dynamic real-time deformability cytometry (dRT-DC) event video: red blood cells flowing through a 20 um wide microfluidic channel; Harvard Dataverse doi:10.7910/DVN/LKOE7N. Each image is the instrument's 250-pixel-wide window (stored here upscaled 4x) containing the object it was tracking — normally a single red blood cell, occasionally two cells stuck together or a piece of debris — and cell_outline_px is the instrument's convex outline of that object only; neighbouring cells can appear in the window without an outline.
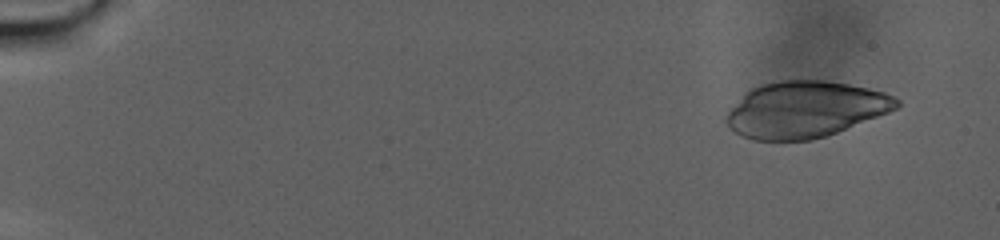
{"species": "human", "species_latin": "Homo sapiens", "temperature_condition": "warm", "stored_images_in_passage": 75, "camera_frame_rate_fps": 3000, "um_per_image_px": 0.085, "donor": {"sex": "male"}, "frame": {"image": 1, "passage_image": 1, "time_ms": 0.0, "image_size_px": [1000, 240], "cell_outline_px": [[900, 104], [896, 108], [888, 112], [828, 136], [812, 140], [752, 140], [740, 136], [732, 132], [728, 128], [724, 120], [728, 108], [752, 88], [760, 84], [780, 80], [824, 80], [848, 84], [868, 88], [884, 92], [900, 100]], "centroid_in_image_um": [68.38, 9.31], "position_along_channel_um": 16.6, "area_um2": 56.18}}
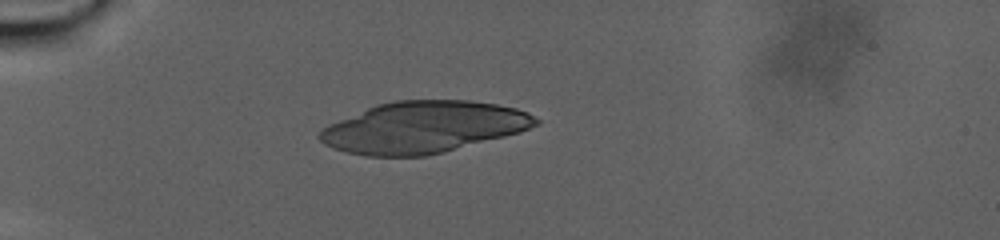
{"frame": {"image": 2, "passage_image": 25, "time_ms": 8.0, "image_size_px": [1000, 240], "cell_outline_px": [[540, 124], [520, 132], [444, 152], [424, 156], [368, 156], [348, 152], [332, 148], [324, 144], [316, 136], [328, 124], [376, 104], [396, 100], [472, 100], [496, 104], [516, 108], [528, 112], [540, 120]], "centroid_in_image_um": [36.0, 10.8], "position_along_channel_um": 49.0, "area_um2": 64.91}}